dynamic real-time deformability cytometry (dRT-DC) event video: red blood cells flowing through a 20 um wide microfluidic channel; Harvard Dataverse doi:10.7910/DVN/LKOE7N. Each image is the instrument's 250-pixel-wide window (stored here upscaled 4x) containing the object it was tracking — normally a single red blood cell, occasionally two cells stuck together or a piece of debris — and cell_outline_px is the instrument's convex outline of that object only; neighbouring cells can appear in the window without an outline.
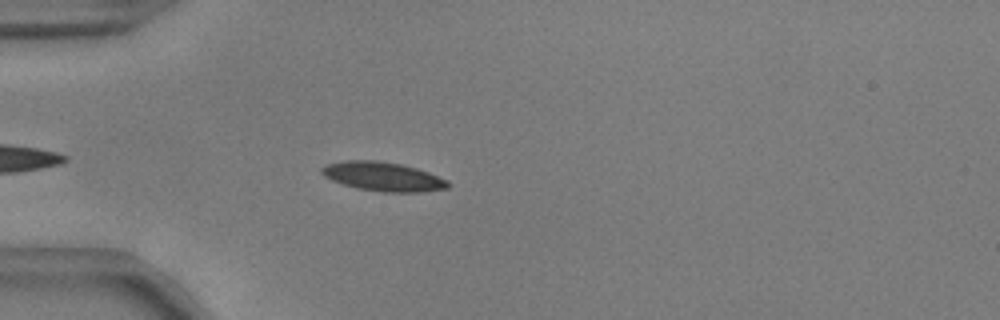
{"species": "common noctule bat (a hibernating species)", "species_latin": "Nyctalus noctula", "temperature_condition": "warm", "stored_images_in_passage": 29, "camera_frame_rate_fps": 3000, "um_per_image_px": 0.085, "animal": {"sex": "male", "body_mass_g": 17.9, "forearm_length_mm": 54.2}, "frame": {"image": 1, "passage_image": 6, "time_ms": 1.667, "image_size_px": [1000, 320], "cell_outline_px": [[452, 184], [448, 188], [420, 192], [380, 192], [356, 188], [332, 180], [324, 176], [320, 172], [320, 168], [328, 164], [344, 160], [376, 160], [400, 164], [416, 168], [428, 172], [448, 180]], "centroid_in_image_um": [32.56, 15.01], "position_along_channel_um": 52.4, "area_um2": 21.44}}
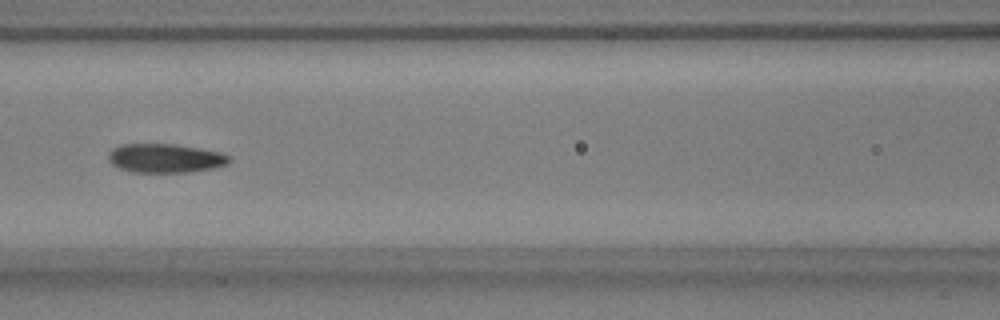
{"frame": {"image": 2, "passage_image": 15, "time_ms": 4.667, "image_size_px": [1000, 320], "cell_outline_px": [[232, 160], [228, 164], [212, 168], [188, 172], [132, 172], [120, 168], [112, 164], [108, 160], [108, 152], [112, 148], [120, 144], [176, 144], [220, 152], [228, 156]], "centroid_in_image_um": [14.02, 13.44], "position_along_channel_um": 152.6, "area_um2": 20.4}}
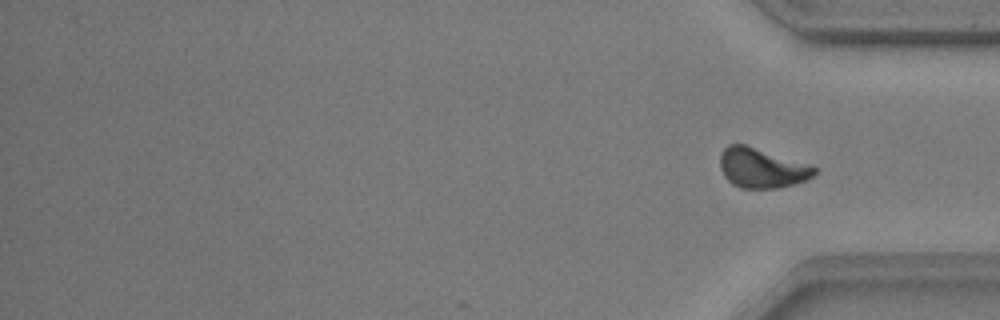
{"frame": {"image": 3, "passage_image": 29, "time_ms": 9.333, "image_size_px": [1000, 320], "cell_outline_px": [[820, 168], [808, 180], [780, 188], [740, 188], [732, 184], [724, 176], [720, 168], [720, 156], [724, 148], [728, 144], [744, 144]], "centroid_in_image_um": [64.75, 14.29], "position_along_channel_um": 370.5, "area_um2": 21.85}, "authors_computed_cell_mechanics": {"area_um2": 20.9236, "velocity_mm_per_s": 3.7242, "shape_relaxation_time_tau1_ms": 6.3931, "shape_relaxation_time_tau2_ms": 2.8737, "deformation_change_tau1": 0.1781, "deformation_change_tau2": 0.082}}